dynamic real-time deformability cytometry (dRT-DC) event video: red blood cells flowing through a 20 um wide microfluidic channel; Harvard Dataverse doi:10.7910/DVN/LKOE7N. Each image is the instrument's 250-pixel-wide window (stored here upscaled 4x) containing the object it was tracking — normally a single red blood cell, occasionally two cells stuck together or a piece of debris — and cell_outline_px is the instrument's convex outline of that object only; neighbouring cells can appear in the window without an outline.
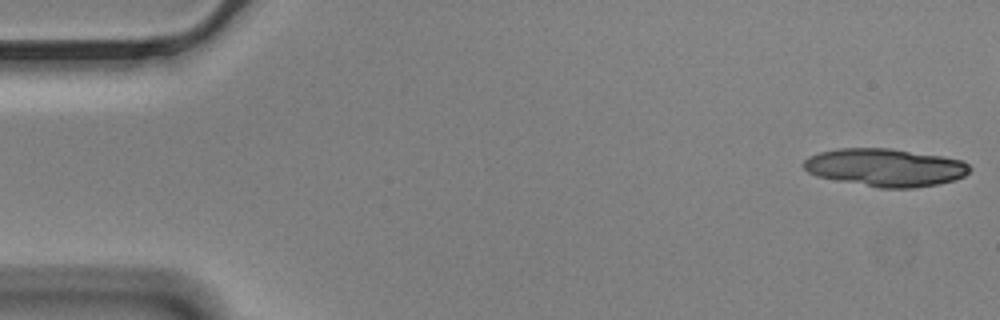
{"species": "Egyptian fruit bat (a non-hibernating species)", "species_latin": "Rousettus aegyptiacus", "temperature_condition": "cold", "stored_images_in_passage": 15, "camera_frame_rate_fps": 3000, "um_per_image_px": 0.085, "animal": {"sex": "male"}, "frame": {"image": 1, "passage_image": 1, "time_ms": 0.0, "image_size_px": [1000, 320], "cell_outline_px": [[972, 168], [964, 176], [952, 180], [936, 184], [912, 188], [880, 188], [836, 180], [816, 176], [808, 172], [804, 168], [804, 160], [808, 156], [820, 152], [836, 148], [892, 148], [964, 160]], "centroid_in_image_um": [75.23, 14.23], "position_along_channel_um": 9.8, "area_um2": 36.59}}